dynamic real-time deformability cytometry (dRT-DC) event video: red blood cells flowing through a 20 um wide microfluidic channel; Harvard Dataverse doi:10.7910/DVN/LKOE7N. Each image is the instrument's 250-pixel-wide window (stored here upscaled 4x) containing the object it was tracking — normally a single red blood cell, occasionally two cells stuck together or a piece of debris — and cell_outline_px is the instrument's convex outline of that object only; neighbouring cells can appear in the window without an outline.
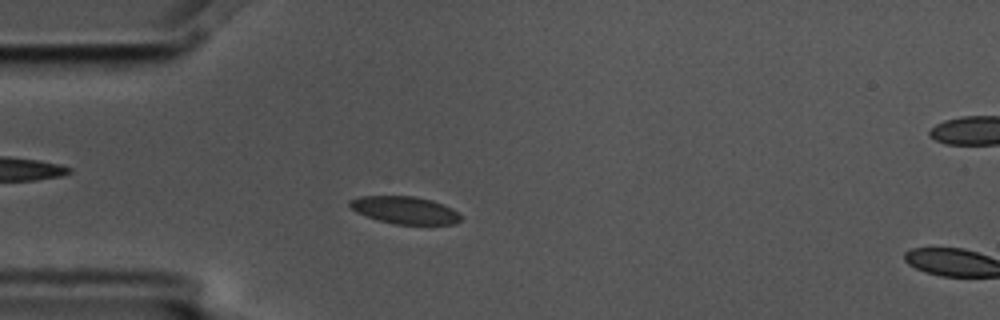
{"species": "common noctule bat (a hibernating species)", "species_latin": "Nyctalus noctula", "temperature_condition": "cold", "stored_images_in_passage": 4, "camera_frame_rate_fps": 3000, "um_per_image_px": 0.085, "animal": {"sex": "male", "body_mass_g": 17.5, "forearm_length_mm": 52.3}, "frame": {"image": 1, "passage_image": 3, "time_ms": 0.667, "image_size_px": [1000, 320], "cell_outline_px": [[460, 220], [456, 224], [396, 224], [380, 220], [356, 212], [348, 208], [348, 200], [360, 196], [412, 196], [432, 200], [444, 204], [452, 208], [460, 216]], "centroid_in_image_um": [34.37, 17.85], "position_along_channel_um": 50.6, "area_um2": 17.69}}